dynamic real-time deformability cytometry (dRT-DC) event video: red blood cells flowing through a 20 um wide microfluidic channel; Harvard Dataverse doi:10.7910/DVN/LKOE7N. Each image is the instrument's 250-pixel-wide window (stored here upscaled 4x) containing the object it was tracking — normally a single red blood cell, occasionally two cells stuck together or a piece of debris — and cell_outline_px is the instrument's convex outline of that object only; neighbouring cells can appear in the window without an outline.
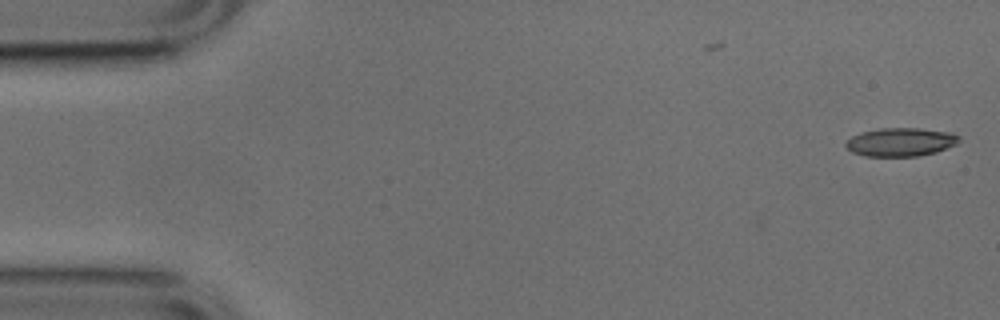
{"species": "common noctule bat (a hibernating species)", "species_latin": "Nyctalus noctula", "temperature_condition": "cold", "stored_images_in_passage": 9, "camera_frame_rate_fps": 3000, "um_per_image_px": 0.085, "animal": {"sex": "male", "body_mass_g": 17.9, "forearm_length_mm": 54.2}, "frame": {"image": 1, "passage_image": 1, "time_ms": 0.0, "image_size_px": [1000, 320], "cell_outline_px": [[960, 140], [956, 144], [936, 152], [916, 156], [864, 156], [852, 152], [844, 144], [852, 136], [860, 132], [880, 128], [920, 128], [952, 132], [960, 136]], "centroid_in_image_um": [76.57, 12.06], "position_along_channel_um": 8.4, "area_um2": 18.84}}